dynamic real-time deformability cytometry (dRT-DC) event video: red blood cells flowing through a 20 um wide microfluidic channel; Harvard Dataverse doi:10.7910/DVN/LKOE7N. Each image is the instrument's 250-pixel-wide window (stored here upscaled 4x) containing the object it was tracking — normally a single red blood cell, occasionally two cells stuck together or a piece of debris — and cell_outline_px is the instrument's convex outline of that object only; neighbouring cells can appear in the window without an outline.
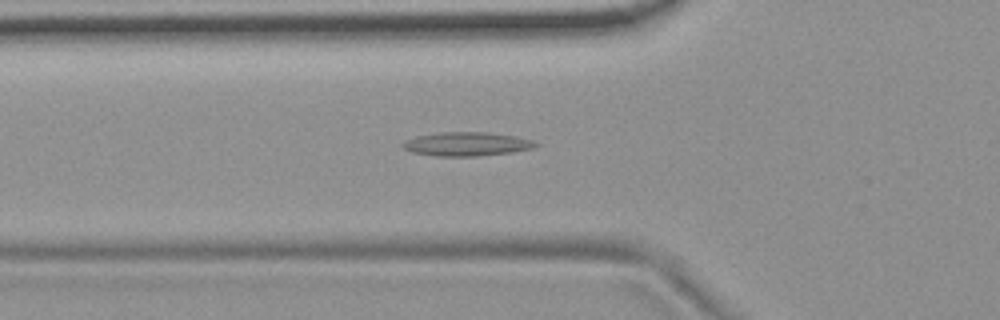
{"species": "common noctule bat (a hibernating species)", "species_latin": "Nyctalus noctula", "temperature_condition": "room temperature", "stored_images_in_passage": 54, "camera_frame_rate_fps": 3000, "um_per_image_px": 0.085, "animal": {"sex": "female", "body_mass_g": 19.9}, "frame": {"image": 1, "passage_image": 19, "time_ms": 6.0, "image_size_px": [1000, 320], "cell_outline_px": [[540, 144], [532, 148], [512, 152], [476, 156], [436, 156], [412, 152], [404, 148], [400, 144], [416, 136], [440, 132], [488, 132], [512, 136], [532, 140]], "centroid_in_image_um": [39.66, 12.24], "position_along_channel_um": 86.1, "area_um2": 18.26}}
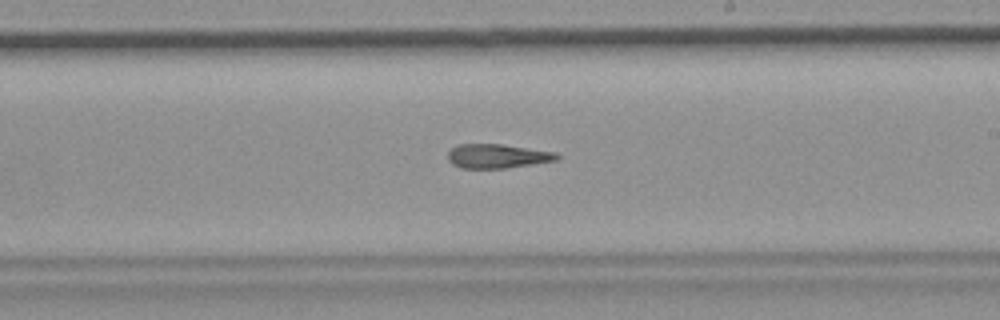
{"frame": {"image": 2, "passage_image": 32, "time_ms": 10.333, "image_size_px": [1000, 320], "cell_outline_px": [[560, 156], [556, 160], [504, 168], [460, 168], [452, 164], [448, 160], [448, 152], [452, 148], [460, 144], [504, 144], [556, 152]], "centroid_in_image_um": [42.25, 13.26], "position_along_channel_um": 246.7, "area_um2": 15.26}}
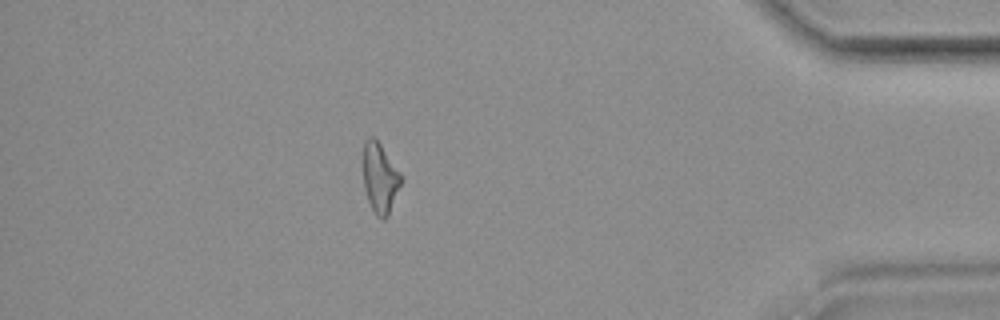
{"frame": {"image": 3, "passage_image": 48, "time_ms": 15.667, "image_size_px": [1000, 320], "cell_outline_px": [[404, 176], [388, 216], [384, 220], [380, 220], [376, 216], [368, 200], [364, 188], [364, 140], [368, 136], [376, 136]], "centroid_in_image_um": [32.32, 15.09], "position_along_channel_um": 402.9, "area_um2": 15.84}, "authors_computed_cell_mechanics": {"area_um2": 16.3863, "velocity_mm_per_s": 3.7071, "shape_relaxation_time_tau1_ms": null, "shape_relaxation_time_tau2_ms": 3.1865, "deformation_change_tau1": null, "deformation_change_tau2": 0.1451}}